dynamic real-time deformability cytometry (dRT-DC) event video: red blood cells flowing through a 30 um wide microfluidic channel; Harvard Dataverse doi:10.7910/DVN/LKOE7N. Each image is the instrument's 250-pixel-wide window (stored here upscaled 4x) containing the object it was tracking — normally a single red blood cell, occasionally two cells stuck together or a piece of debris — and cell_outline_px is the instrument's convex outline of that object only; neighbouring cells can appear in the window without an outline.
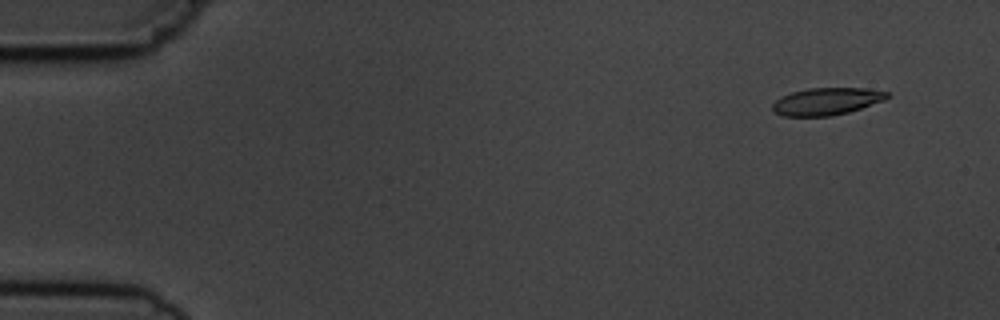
{"species": "common noctule bat (a hibernating species)", "species_latin": "Nyctalus noctula", "temperature_condition": "cold", "stored_images_in_passage": 4, "camera_frame_rate_fps": 3000, "um_per_image_px": 0.085, "animal": {"sex": "male", "body_mass_g": 19.5, "forearm_length_mm": 54.6}, "frame": {"image": 1, "passage_image": 1, "time_ms": 0.0, "image_size_px": [1000, 320], "cell_outline_px": [[892, 96], [884, 100], [848, 112], [832, 116], [784, 116], [776, 112], [772, 108], [772, 104], [780, 96], [792, 92], [808, 88], [864, 88], [888, 92]], "centroid_in_image_um": [70.26, 8.61], "position_along_channel_um": 14.7, "area_um2": 18.15}}